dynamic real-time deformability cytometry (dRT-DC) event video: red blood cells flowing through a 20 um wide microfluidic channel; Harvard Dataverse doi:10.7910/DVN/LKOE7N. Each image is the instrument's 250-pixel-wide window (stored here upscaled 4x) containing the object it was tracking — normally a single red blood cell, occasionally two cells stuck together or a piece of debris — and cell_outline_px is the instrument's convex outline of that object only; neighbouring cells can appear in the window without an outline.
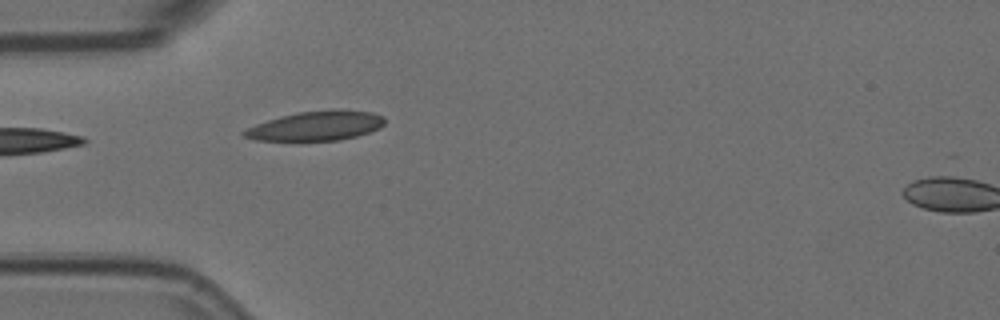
{"species": "Egyptian fruit bat (a non-hibernating species)", "species_latin": "Rousettus aegyptiacus", "temperature_condition": "room temperature", "stored_images_in_passage": 2, "segment_of_instrument_passage": [1, 2], "camera_frame_rate_fps": 3000, "um_per_image_px": 0.085, "animal": {"sex": "female"}, "frame": {"image": 1, "passage_image": 1, "time_ms": 0.0, "image_size_px": [1000, 320], "cell_outline_px": [[384, 124], [380, 128], [356, 136], [336, 140], [256, 140], [244, 136], [240, 132], [256, 124], [280, 116], [300, 112], [332, 108], [372, 112], [384, 116]], "centroid_in_image_um": [26.9, 10.68], "position_along_channel_um": 58.1, "area_um2": 24.04}}